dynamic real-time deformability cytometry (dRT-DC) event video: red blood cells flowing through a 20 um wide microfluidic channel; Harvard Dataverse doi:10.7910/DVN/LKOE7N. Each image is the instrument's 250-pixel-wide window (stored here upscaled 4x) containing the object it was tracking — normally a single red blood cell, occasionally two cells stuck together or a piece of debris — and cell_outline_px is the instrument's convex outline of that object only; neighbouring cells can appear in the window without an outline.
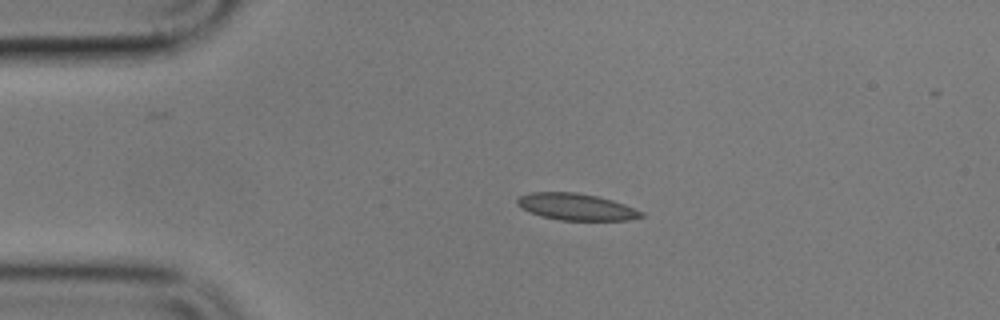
{"species": "common noctule bat (a hibernating species)", "species_latin": "Nyctalus noctula", "temperature_condition": "cold", "stored_images_in_passage": 3, "camera_frame_rate_fps": 3000, "um_per_image_px": 0.085, "animal": {"sex": "male", "body_mass_g": 17.9}, "frame": {"image": 1, "passage_image": 2, "time_ms": 2.0, "image_size_px": [1000, 320], "cell_outline_px": [[644, 216], [628, 220], [560, 220], [544, 216], [532, 212], [516, 204], [516, 200], [520, 196], [532, 192], [576, 192], [596, 196], [612, 200], [624, 204], [644, 212]], "centroid_in_image_um": [49.01, 17.57], "position_along_channel_um": 36.0, "area_um2": 19.02}}